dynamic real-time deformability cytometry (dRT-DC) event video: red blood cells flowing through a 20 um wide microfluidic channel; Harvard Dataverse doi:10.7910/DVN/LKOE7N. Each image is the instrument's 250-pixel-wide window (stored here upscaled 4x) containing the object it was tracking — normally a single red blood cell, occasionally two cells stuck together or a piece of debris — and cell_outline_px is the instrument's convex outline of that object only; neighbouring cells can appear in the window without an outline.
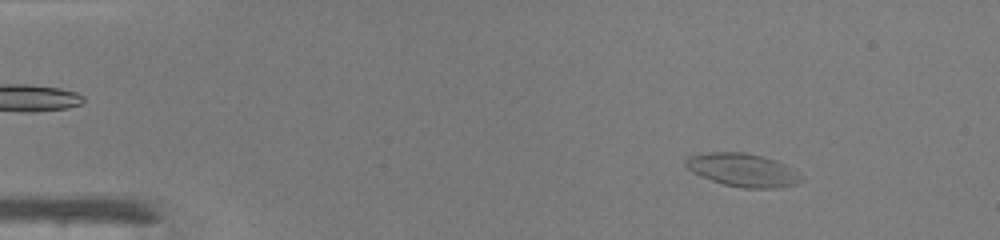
{"species": "common noctule bat (a hibernating species)", "species_latin": "Nyctalus noctula", "temperature_condition": "warm", "stored_images_in_passage": 49, "camera_frame_rate_fps": 3000, "um_per_image_px": 0.085, "animal": {"sex": "male", "body_mass_g": 19.0, "forearm_length_mm": 50.8}, "frame": {"image": 1, "passage_image": 7, "time_ms": 2.0, "image_size_px": [1000, 240], "cell_outline_px": [[800, 180], [796, 184], [776, 188], [744, 188], [724, 184], [712, 180], [692, 172], [684, 164], [684, 160], [688, 156], [708, 152], [744, 152], [776, 160], [784, 164], [796, 172]], "centroid_in_image_um": [63.07, 14.44], "position_along_channel_um": 21.9, "area_um2": 21.96}}
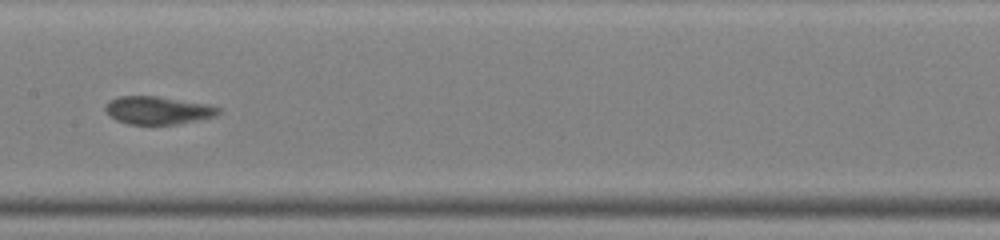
{"frame": {"image": 2, "passage_image": 26, "time_ms": 8.333, "image_size_px": [1000, 240], "cell_outline_px": [[220, 112], [216, 116], [176, 124], [128, 124], [116, 120], [104, 108], [112, 100], [120, 96], [156, 96], [208, 104], [220, 108]], "centroid_in_image_um": [13.45, 9.38], "position_along_channel_um": 193.9, "area_um2": 18.03}}
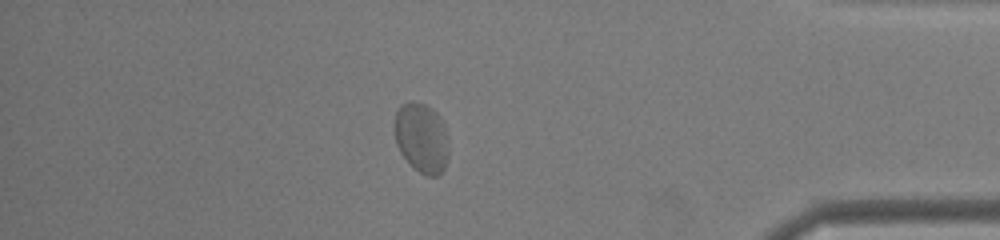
{"frame": {"image": 3, "passage_image": 43, "time_ms": 14.0, "image_size_px": [1000, 240], "cell_outline_px": [[448, 156], [444, 168], [440, 176], [424, 176], [408, 164], [400, 152], [396, 144], [396, 112], [400, 104], [424, 104], [432, 108], [436, 112], [444, 124], [448, 148]], "centroid_in_image_um": [35.85, 11.79], "position_along_channel_um": 399.3, "area_um2": 21.85}, "authors_computed_cell_mechanics": {"area_um2": 20.519, "velocity_mm_per_s": 4.1754, "shape_relaxation_time_tau1_ms": 7.4648, "shape_relaxation_time_tau2_ms": null, "deformation_change_tau1": 0.1869, "deformation_change_tau2": null}}